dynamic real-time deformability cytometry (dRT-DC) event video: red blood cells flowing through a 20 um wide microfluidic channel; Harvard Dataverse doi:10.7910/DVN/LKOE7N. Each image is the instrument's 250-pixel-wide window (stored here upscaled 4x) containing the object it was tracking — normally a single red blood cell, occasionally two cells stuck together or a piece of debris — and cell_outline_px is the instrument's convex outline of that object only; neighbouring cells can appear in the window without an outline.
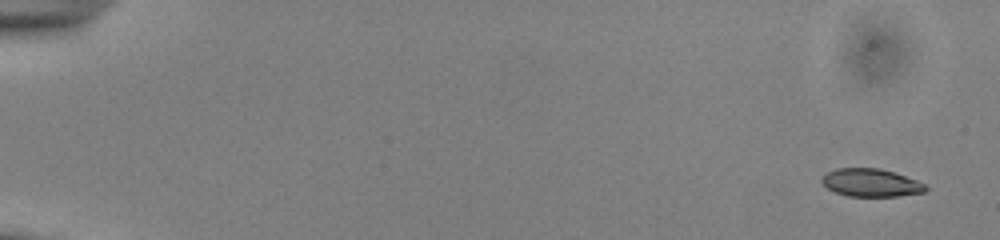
{"species": "common noctule bat (a hibernating species)", "species_latin": "Nyctalus noctula", "temperature_condition": "cold", "stored_images_in_passage": 18, "camera_frame_rate_fps": 3000, "um_per_image_px": 0.085, "animal": {"sex": "male", "body_mass_g": 13.0, "forearm_length_mm": 53.1}, "frame": {"image": 1, "passage_image": 1, "time_ms": 0.0, "image_size_px": [1000, 240], "cell_outline_px": [[928, 188], [924, 192], [900, 196], [848, 196], [836, 192], [828, 188], [820, 180], [828, 172], [836, 168], [880, 168], [916, 180], [924, 184]], "centroid_in_image_um": [74.03, 15.53], "position_along_channel_um": 11.0, "area_um2": 16.65}}
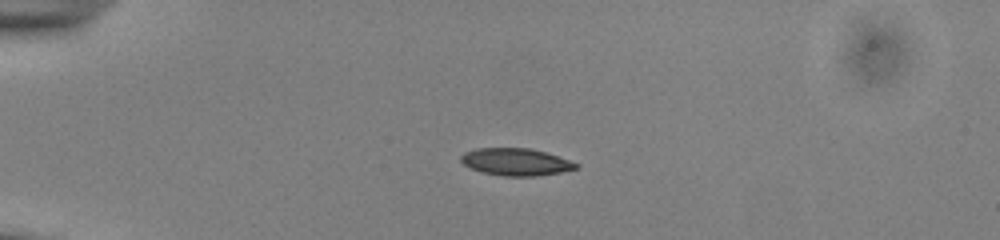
{"frame": {"image": 2, "passage_image": 13, "time_ms": 4.0, "image_size_px": [1000, 240], "cell_outline_px": [[580, 168], [560, 172], [536, 176], [504, 176], [484, 172], [472, 168], [464, 164], [460, 160], [460, 156], [464, 152], [476, 148], [532, 148], [580, 164]], "centroid_in_image_um": [43.85, 13.76], "position_along_channel_um": 41.1, "area_um2": 18.15}}